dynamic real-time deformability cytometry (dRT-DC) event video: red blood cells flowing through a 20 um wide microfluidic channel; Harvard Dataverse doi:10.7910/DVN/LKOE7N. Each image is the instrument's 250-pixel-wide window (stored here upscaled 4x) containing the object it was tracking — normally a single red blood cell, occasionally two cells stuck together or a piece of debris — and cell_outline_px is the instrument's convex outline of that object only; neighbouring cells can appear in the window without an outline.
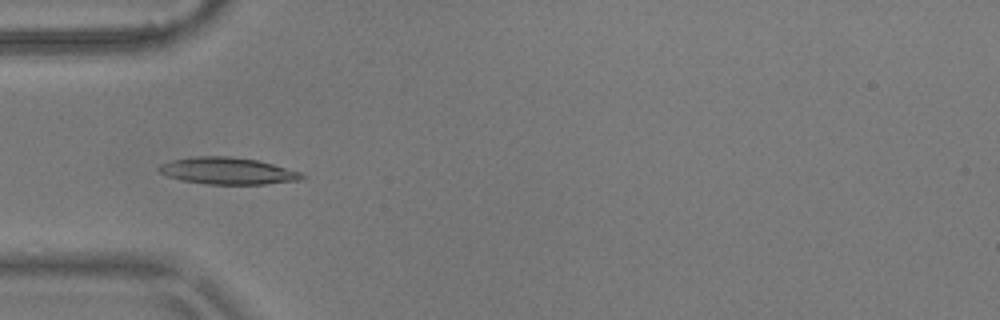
{"species": "common noctule bat (a hibernating species)", "species_latin": "Nyctalus noctula", "temperature_condition": "warm", "stored_images_in_passage": 7, "camera_frame_rate_fps": 3000, "um_per_image_px": 0.085, "animal": {"sex": "male", "body_mass_g": 17.9}, "frame": {"image": 1, "passage_image": 5, "time_ms": 1.333, "image_size_px": [1000, 320], "cell_outline_px": [[308, 176], [304, 180], [264, 184], [204, 184], [180, 180], [168, 176], [160, 172], [156, 168], [160, 164], [172, 160], [196, 156], [228, 156], [256, 160], [272, 164], [300, 172]], "centroid_in_image_um": [19.36, 14.53], "position_along_channel_um": 65.6, "area_um2": 22.43}}